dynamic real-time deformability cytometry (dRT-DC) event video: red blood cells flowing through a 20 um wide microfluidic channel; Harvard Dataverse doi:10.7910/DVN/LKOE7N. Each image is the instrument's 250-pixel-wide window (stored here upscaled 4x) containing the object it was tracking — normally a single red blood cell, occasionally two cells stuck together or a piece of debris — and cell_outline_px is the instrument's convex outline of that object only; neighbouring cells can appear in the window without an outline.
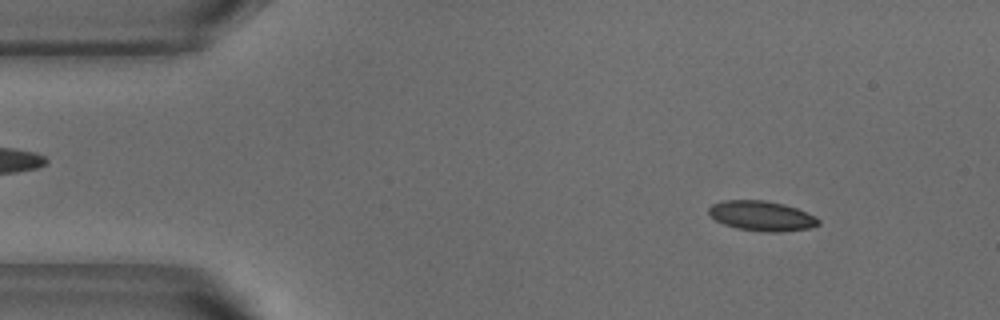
{"species": "common noctule bat (a hibernating species)", "species_latin": "Nyctalus noctula", "temperature_condition": "warm", "stored_images_in_passage": 51, "camera_frame_rate_fps": 3000, "um_per_image_px": 0.085, "animal": {"sex": "male", "body_mass_g": 18.8}, "frame": {"image": 1, "passage_image": 5, "time_ms": 1.333, "image_size_px": [1000, 320], "cell_outline_px": [[820, 224], [808, 228], [780, 232], [764, 232], [736, 228], [724, 224], [708, 216], [708, 208], [712, 204], [720, 200], [764, 200], [784, 204], [796, 208], [820, 220]], "centroid_in_image_um": [64.67, 18.35], "position_along_channel_um": 20.3, "area_um2": 19.13}}
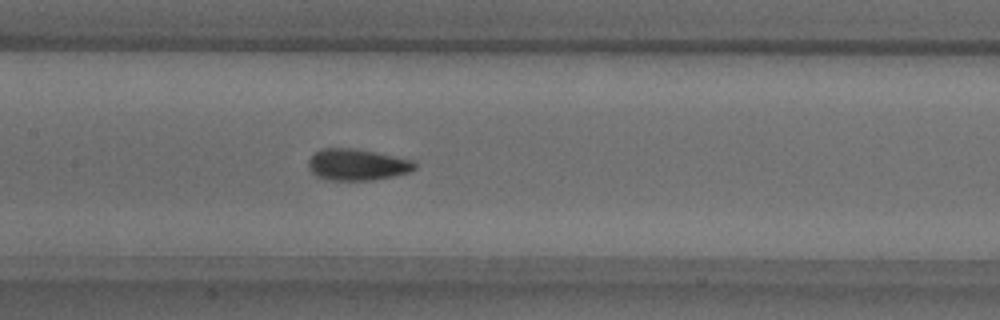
{"frame": {"image": 2, "passage_image": 23, "time_ms": 7.333, "image_size_px": [1000, 320], "cell_outline_px": [[416, 168], [408, 172], [396, 176], [372, 180], [328, 180], [316, 176], [308, 168], [308, 160], [320, 148], [356, 148], [412, 160], [416, 164]], "centroid_in_image_um": [30.34, 14.0], "position_along_channel_um": 177.1, "area_um2": 19.54}}
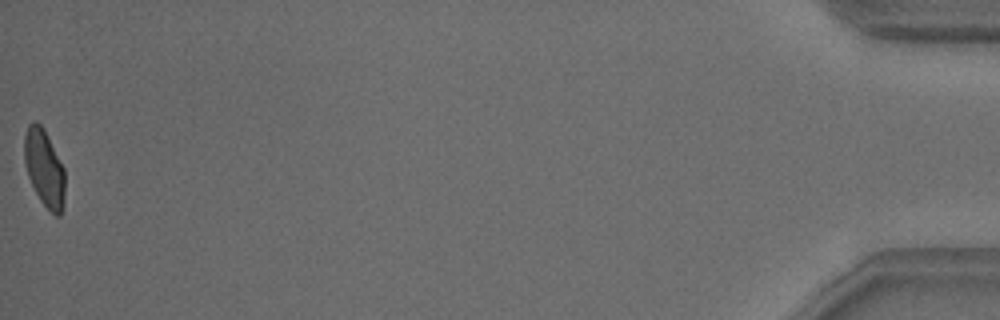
{"frame": {"image": 3, "passage_image": 51, "time_ms": 16.667, "image_size_px": [1000, 320], "cell_outline_px": [[64, 204], [60, 216], [56, 216], [40, 200], [28, 176], [24, 160], [24, 136], [28, 124], [32, 120], [36, 120], [44, 128], [64, 168]], "centroid_in_image_um": [3.76, 14.25], "position_along_channel_um": 431.4, "area_um2": 18.21}, "authors_computed_cell_mechanics": {"area_um2": 19.1318, "velocity_mm_per_s": 3.8315, "shape_relaxation_time_tau1_ms": 4.9209, "shape_relaxation_time_tau2_ms": 0.9571, "deformation_change_tau1": 0.1369, "deformation_change_tau2": 0.0628}}